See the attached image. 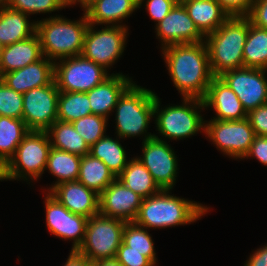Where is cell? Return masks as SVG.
<instances>
[{
    "mask_svg": "<svg viewBox=\"0 0 267 266\" xmlns=\"http://www.w3.org/2000/svg\"><path fill=\"white\" fill-rule=\"evenodd\" d=\"M29 15L9 8H0V43L2 47L31 37L36 32V22H30Z\"/></svg>",
    "mask_w": 267,
    "mask_h": 266,
    "instance_id": "d4e9b609",
    "label": "cell"
},
{
    "mask_svg": "<svg viewBox=\"0 0 267 266\" xmlns=\"http://www.w3.org/2000/svg\"><path fill=\"white\" fill-rule=\"evenodd\" d=\"M122 242L126 245V251L143 252L154 265L157 258L154 250V242L145 227L137 225L135 222H126Z\"/></svg>",
    "mask_w": 267,
    "mask_h": 266,
    "instance_id": "836d02e7",
    "label": "cell"
},
{
    "mask_svg": "<svg viewBox=\"0 0 267 266\" xmlns=\"http://www.w3.org/2000/svg\"><path fill=\"white\" fill-rule=\"evenodd\" d=\"M48 192L74 214L87 218L99 214V195L78 180L55 185Z\"/></svg>",
    "mask_w": 267,
    "mask_h": 266,
    "instance_id": "ac0fdd59",
    "label": "cell"
},
{
    "mask_svg": "<svg viewBox=\"0 0 267 266\" xmlns=\"http://www.w3.org/2000/svg\"><path fill=\"white\" fill-rule=\"evenodd\" d=\"M59 62H54V81L59 91L87 92L110 76L107 69L81 55Z\"/></svg>",
    "mask_w": 267,
    "mask_h": 266,
    "instance_id": "9c48e42d",
    "label": "cell"
},
{
    "mask_svg": "<svg viewBox=\"0 0 267 266\" xmlns=\"http://www.w3.org/2000/svg\"><path fill=\"white\" fill-rule=\"evenodd\" d=\"M116 177L98 158L89 153L81 156L78 181L100 195Z\"/></svg>",
    "mask_w": 267,
    "mask_h": 266,
    "instance_id": "4316f807",
    "label": "cell"
},
{
    "mask_svg": "<svg viewBox=\"0 0 267 266\" xmlns=\"http://www.w3.org/2000/svg\"><path fill=\"white\" fill-rule=\"evenodd\" d=\"M8 87L19 93L49 85L54 80V62L45 56L21 69L1 75Z\"/></svg>",
    "mask_w": 267,
    "mask_h": 266,
    "instance_id": "ffe728a7",
    "label": "cell"
},
{
    "mask_svg": "<svg viewBox=\"0 0 267 266\" xmlns=\"http://www.w3.org/2000/svg\"><path fill=\"white\" fill-rule=\"evenodd\" d=\"M43 57L40 39L36 32L29 38L2 47L0 53V76L21 69Z\"/></svg>",
    "mask_w": 267,
    "mask_h": 266,
    "instance_id": "7402d4cb",
    "label": "cell"
},
{
    "mask_svg": "<svg viewBox=\"0 0 267 266\" xmlns=\"http://www.w3.org/2000/svg\"><path fill=\"white\" fill-rule=\"evenodd\" d=\"M80 160V155L51 147L46 169H48L54 177H57L58 180L48 189L51 190L55 185L64 182L77 181Z\"/></svg>",
    "mask_w": 267,
    "mask_h": 266,
    "instance_id": "f1b7e54d",
    "label": "cell"
},
{
    "mask_svg": "<svg viewBox=\"0 0 267 266\" xmlns=\"http://www.w3.org/2000/svg\"><path fill=\"white\" fill-rule=\"evenodd\" d=\"M29 133L23 119L0 116V160L6 165Z\"/></svg>",
    "mask_w": 267,
    "mask_h": 266,
    "instance_id": "4dcf8cb0",
    "label": "cell"
},
{
    "mask_svg": "<svg viewBox=\"0 0 267 266\" xmlns=\"http://www.w3.org/2000/svg\"><path fill=\"white\" fill-rule=\"evenodd\" d=\"M92 266H122L116 258L102 259L92 262Z\"/></svg>",
    "mask_w": 267,
    "mask_h": 266,
    "instance_id": "bcb514c9",
    "label": "cell"
},
{
    "mask_svg": "<svg viewBox=\"0 0 267 266\" xmlns=\"http://www.w3.org/2000/svg\"><path fill=\"white\" fill-rule=\"evenodd\" d=\"M104 136L90 147L89 154L100 159L117 178L127 166V154L119 140Z\"/></svg>",
    "mask_w": 267,
    "mask_h": 266,
    "instance_id": "f546056e",
    "label": "cell"
},
{
    "mask_svg": "<svg viewBox=\"0 0 267 266\" xmlns=\"http://www.w3.org/2000/svg\"><path fill=\"white\" fill-rule=\"evenodd\" d=\"M4 181L6 179V165L0 160V181Z\"/></svg>",
    "mask_w": 267,
    "mask_h": 266,
    "instance_id": "c3c4849f",
    "label": "cell"
},
{
    "mask_svg": "<svg viewBox=\"0 0 267 266\" xmlns=\"http://www.w3.org/2000/svg\"><path fill=\"white\" fill-rule=\"evenodd\" d=\"M9 8L21 11L26 15L38 13H51L65 8V0H8Z\"/></svg>",
    "mask_w": 267,
    "mask_h": 266,
    "instance_id": "d590c367",
    "label": "cell"
},
{
    "mask_svg": "<svg viewBox=\"0 0 267 266\" xmlns=\"http://www.w3.org/2000/svg\"><path fill=\"white\" fill-rule=\"evenodd\" d=\"M51 143L47 132L29 131L6 164V179H37L46 170ZM27 177V178H26Z\"/></svg>",
    "mask_w": 267,
    "mask_h": 266,
    "instance_id": "ba28073f",
    "label": "cell"
},
{
    "mask_svg": "<svg viewBox=\"0 0 267 266\" xmlns=\"http://www.w3.org/2000/svg\"><path fill=\"white\" fill-rule=\"evenodd\" d=\"M45 204L48 231L58 238L73 240L71 251H77L84 240L88 218L70 212L49 192Z\"/></svg>",
    "mask_w": 267,
    "mask_h": 266,
    "instance_id": "9a60e30c",
    "label": "cell"
},
{
    "mask_svg": "<svg viewBox=\"0 0 267 266\" xmlns=\"http://www.w3.org/2000/svg\"><path fill=\"white\" fill-rule=\"evenodd\" d=\"M243 60L244 67L267 70V29L253 25L250 19Z\"/></svg>",
    "mask_w": 267,
    "mask_h": 266,
    "instance_id": "1f68e13d",
    "label": "cell"
},
{
    "mask_svg": "<svg viewBox=\"0 0 267 266\" xmlns=\"http://www.w3.org/2000/svg\"><path fill=\"white\" fill-rule=\"evenodd\" d=\"M247 119L256 136L267 137V103L249 111Z\"/></svg>",
    "mask_w": 267,
    "mask_h": 266,
    "instance_id": "ab89813d",
    "label": "cell"
},
{
    "mask_svg": "<svg viewBox=\"0 0 267 266\" xmlns=\"http://www.w3.org/2000/svg\"><path fill=\"white\" fill-rule=\"evenodd\" d=\"M249 30L247 16L229 17L216 31L205 36L214 76L244 67L243 48Z\"/></svg>",
    "mask_w": 267,
    "mask_h": 266,
    "instance_id": "3957f363",
    "label": "cell"
},
{
    "mask_svg": "<svg viewBox=\"0 0 267 266\" xmlns=\"http://www.w3.org/2000/svg\"><path fill=\"white\" fill-rule=\"evenodd\" d=\"M169 76L183 98L203 99L215 77L205 41L162 48Z\"/></svg>",
    "mask_w": 267,
    "mask_h": 266,
    "instance_id": "6da1fadb",
    "label": "cell"
},
{
    "mask_svg": "<svg viewBox=\"0 0 267 266\" xmlns=\"http://www.w3.org/2000/svg\"><path fill=\"white\" fill-rule=\"evenodd\" d=\"M132 83L131 78L122 73H112L101 84L87 91L91 113L108 119L109 114L115 110L119 97Z\"/></svg>",
    "mask_w": 267,
    "mask_h": 266,
    "instance_id": "44dd1931",
    "label": "cell"
},
{
    "mask_svg": "<svg viewBox=\"0 0 267 266\" xmlns=\"http://www.w3.org/2000/svg\"><path fill=\"white\" fill-rule=\"evenodd\" d=\"M256 157V159L267 166V137L263 136H255L253 139V143L250 146L248 153L244 158L248 157Z\"/></svg>",
    "mask_w": 267,
    "mask_h": 266,
    "instance_id": "7bdbcfd3",
    "label": "cell"
},
{
    "mask_svg": "<svg viewBox=\"0 0 267 266\" xmlns=\"http://www.w3.org/2000/svg\"><path fill=\"white\" fill-rule=\"evenodd\" d=\"M96 0H65L66 7L73 4L79 3L81 7L85 10L89 5H91Z\"/></svg>",
    "mask_w": 267,
    "mask_h": 266,
    "instance_id": "7dc6e473",
    "label": "cell"
},
{
    "mask_svg": "<svg viewBox=\"0 0 267 266\" xmlns=\"http://www.w3.org/2000/svg\"><path fill=\"white\" fill-rule=\"evenodd\" d=\"M117 179L143 199L161 191L151 173L137 157L128 161L127 166Z\"/></svg>",
    "mask_w": 267,
    "mask_h": 266,
    "instance_id": "484cf974",
    "label": "cell"
},
{
    "mask_svg": "<svg viewBox=\"0 0 267 266\" xmlns=\"http://www.w3.org/2000/svg\"><path fill=\"white\" fill-rule=\"evenodd\" d=\"M143 144V156L139 161L151 173L155 183L161 190H171L175 185L178 162L173 149L157 135Z\"/></svg>",
    "mask_w": 267,
    "mask_h": 266,
    "instance_id": "5bb4252c",
    "label": "cell"
},
{
    "mask_svg": "<svg viewBox=\"0 0 267 266\" xmlns=\"http://www.w3.org/2000/svg\"><path fill=\"white\" fill-rule=\"evenodd\" d=\"M205 134L229 157L244 159L256 136L247 118L205 121Z\"/></svg>",
    "mask_w": 267,
    "mask_h": 266,
    "instance_id": "8fae6325",
    "label": "cell"
},
{
    "mask_svg": "<svg viewBox=\"0 0 267 266\" xmlns=\"http://www.w3.org/2000/svg\"><path fill=\"white\" fill-rule=\"evenodd\" d=\"M202 100L206 109L207 107H213L216 112L214 120H241L247 118V112L237 95L218 76L212 79Z\"/></svg>",
    "mask_w": 267,
    "mask_h": 266,
    "instance_id": "d6986e66",
    "label": "cell"
},
{
    "mask_svg": "<svg viewBox=\"0 0 267 266\" xmlns=\"http://www.w3.org/2000/svg\"><path fill=\"white\" fill-rule=\"evenodd\" d=\"M81 18L77 21H70L56 15L43 21H36V34L40 39L43 56L53 62L80 56L89 26L85 13Z\"/></svg>",
    "mask_w": 267,
    "mask_h": 266,
    "instance_id": "277c9868",
    "label": "cell"
},
{
    "mask_svg": "<svg viewBox=\"0 0 267 266\" xmlns=\"http://www.w3.org/2000/svg\"><path fill=\"white\" fill-rule=\"evenodd\" d=\"M63 266H92V262L76 251H71Z\"/></svg>",
    "mask_w": 267,
    "mask_h": 266,
    "instance_id": "f6af8a7d",
    "label": "cell"
},
{
    "mask_svg": "<svg viewBox=\"0 0 267 266\" xmlns=\"http://www.w3.org/2000/svg\"><path fill=\"white\" fill-rule=\"evenodd\" d=\"M221 8L232 16H247L254 0H217Z\"/></svg>",
    "mask_w": 267,
    "mask_h": 266,
    "instance_id": "60d3db41",
    "label": "cell"
},
{
    "mask_svg": "<svg viewBox=\"0 0 267 266\" xmlns=\"http://www.w3.org/2000/svg\"><path fill=\"white\" fill-rule=\"evenodd\" d=\"M108 119L95 114H90L72 122L75 130L86 141L89 147L106 134Z\"/></svg>",
    "mask_w": 267,
    "mask_h": 266,
    "instance_id": "e575fe53",
    "label": "cell"
},
{
    "mask_svg": "<svg viewBox=\"0 0 267 266\" xmlns=\"http://www.w3.org/2000/svg\"><path fill=\"white\" fill-rule=\"evenodd\" d=\"M125 224L121 219L100 213L88 218L84 240L76 252L91 262L115 258Z\"/></svg>",
    "mask_w": 267,
    "mask_h": 266,
    "instance_id": "52a82bcc",
    "label": "cell"
},
{
    "mask_svg": "<svg viewBox=\"0 0 267 266\" xmlns=\"http://www.w3.org/2000/svg\"><path fill=\"white\" fill-rule=\"evenodd\" d=\"M182 105L160 108V100L155 97L154 118L160 135L169 139H183L205 130V121L197 111L205 109L202 99L183 98Z\"/></svg>",
    "mask_w": 267,
    "mask_h": 266,
    "instance_id": "8992f818",
    "label": "cell"
},
{
    "mask_svg": "<svg viewBox=\"0 0 267 266\" xmlns=\"http://www.w3.org/2000/svg\"><path fill=\"white\" fill-rule=\"evenodd\" d=\"M90 114V101L86 92H59L57 120L72 123Z\"/></svg>",
    "mask_w": 267,
    "mask_h": 266,
    "instance_id": "d6a6232c",
    "label": "cell"
},
{
    "mask_svg": "<svg viewBox=\"0 0 267 266\" xmlns=\"http://www.w3.org/2000/svg\"><path fill=\"white\" fill-rule=\"evenodd\" d=\"M266 71L242 67L225 71L218 77L234 91L248 113L267 103Z\"/></svg>",
    "mask_w": 267,
    "mask_h": 266,
    "instance_id": "4fadbf2b",
    "label": "cell"
},
{
    "mask_svg": "<svg viewBox=\"0 0 267 266\" xmlns=\"http://www.w3.org/2000/svg\"><path fill=\"white\" fill-rule=\"evenodd\" d=\"M155 29L156 35L162 42V48L205 41V36L195 26L181 3H177L162 21L156 24Z\"/></svg>",
    "mask_w": 267,
    "mask_h": 266,
    "instance_id": "2e32d148",
    "label": "cell"
},
{
    "mask_svg": "<svg viewBox=\"0 0 267 266\" xmlns=\"http://www.w3.org/2000/svg\"><path fill=\"white\" fill-rule=\"evenodd\" d=\"M8 0H0V8L5 7L7 5Z\"/></svg>",
    "mask_w": 267,
    "mask_h": 266,
    "instance_id": "681fc988",
    "label": "cell"
},
{
    "mask_svg": "<svg viewBox=\"0 0 267 266\" xmlns=\"http://www.w3.org/2000/svg\"><path fill=\"white\" fill-rule=\"evenodd\" d=\"M93 26L87 28L81 56L109 68L124 52L128 28L109 25L96 31Z\"/></svg>",
    "mask_w": 267,
    "mask_h": 266,
    "instance_id": "30bf717a",
    "label": "cell"
},
{
    "mask_svg": "<svg viewBox=\"0 0 267 266\" xmlns=\"http://www.w3.org/2000/svg\"><path fill=\"white\" fill-rule=\"evenodd\" d=\"M185 1H188V0H177L178 3H183Z\"/></svg>",
    "mask_w": 267,
    "mask_h": 266,
    "instance_id": "f907efd6",
    "label": "cell"
},
{
    "mask_svg": "<svg viewBox=\"0 0 267 266\" xmlns=\"http://www.w3.org/2000/svg\"><path fill=\"white\" fill-rule=\"evenodd\" d=\"M144 1L139 0V8H141ZM145 3V9H147L151 19L157 24L162 21L178 2L177 0H146Z\"/></svg>",
    "mask_w": 267,
    "mask_h": 266,
    "instance_id": "74e56055",
    "label": "cell"
},
{
    "mask_svg": "<svg viewBox=\"0 0 267 266\" xmlns=\"http://www.w3.org/2000/svg\"><path fill=\"white\" fill-rule=\"evenodd\" d=\"M138 8L139 0H96L84 13L89 24L125 26L120 25L122 19L129 17Z\"/></svg>",
    "mask_w": 267,
    "mask_h": 266,
    "instance_id": "603a6c76",
    "label": "cell"
},
{
    "mask_svg": "<svg viewBox=\"0 0 267 266\" xmlns=\"http://www.w3.org/2000/svg\"><path fill=\"white\" fill-rule=\"evenodd\" d=\"M142 199L141 196L134 193L116 178L99 195V213L125 222H134Z\"/></svg>",
    "mask_w": 267,
    "mask_h": 266,
    "instance_id": "e0dca14e",
    "label": "cell"
},
{
    "mask_svg": "<svg viewBox=\"0 0 267 266\" xmlns=\"http://www.w3.org/2000/svg\"><path fill=\"white\" fill-rule=\"evenodd\" d=\"M122 266H155L143 252L126 251V245L122 242L115 257Z\"/></svg>",
    "mask_w": 267,
    "mask_h": 266,
    "instance_id": "f35d334b",
    "label": "cell"
},
{
    "mask_svg": "<svg viewBox=\"0 0 267 266\" xmlns=\"http://www.w3.org/2000/svg\"><path fill=\"white\" fill-rule=\"evenodd\" d=\"M46 132L49 136L51 147L55 149L80 156L90 152V147L70 122L56 120Z\"/></svg>",
    "mask_w": 267,
    "mask_h": 266,
    "instance_id": "83f0119b",
    "label": "cell"
},
{
    "mask_svg": "<svg viewBox=\"0 0 267 266\" xmlns=\"http://www.w3.org/2000/svg\"><path fill=\"white\" fill-rule=\"evenodd\" d=\"M169 191L161 190L156 195L142 199L134 222L146 229L167 228L190 224L208 212L207 206L170 195Z\"/></svg>",
    "mask_w": 267,
    "mask_h": 266,
    "instance_id": "7a4b0ae2",
    "label": "cell"
},
{
    "mask_svg": "<svg viewBox=\"0 0 267 266\" xmlns=\"http://www.w3.org/2000/svg\"><path fill=\"white\" fill-rule=\"evenodd\" d=\"M247 17L253 25L267 29V0H254Z\"/></svg>",
    "mask_w": 267,
    "mask_h": 266,
    "instance_id": "b9f144b4",
    "label": "cell"
},
{
    "mask_svg": "<svg viewBox=\"0 0 267 266\" xmlns=\"http://www.w3.org/2000/svg\"><path fill=\"white\" fill-rule=\"evenodd\" d=\"M181 4L204 36L216 31L229 18L217 0H188Z\"/></svg>",
    "mask_w": 267,
    "mask_h": 266,
    "instance_id": "cb8c5ba5",
    "label": "cell"
},
{
    "mask_svg": "<svg viewBox=\"0 0 267 266\" xmlns=\"http://www.w3.org/2000/svg\"><path fill=\"white\" fill-rule=\"evenodd\" d=\"M156 93L132 83L119 97L116 108V133L118 139L145 135L143 142L155 134H147L150 120L154 117Z\"/></svg>",
    "mask_w": 267,
    "mask_h": 266,
    "instance_id": "5b68a950",
    "label": "cell"
},
{
    "mask_svg": "<svg viewBox=\"0 0 267 266\" xmlns=\"http://www.w3.org/2000/svg\"><path fill=\"white\" fill-rule=\"evenodd\" d=\"M245 266H267V244L257 249L246 261Z\"/></svg>",
    "mask_w": 267,
    "mask_h": 266,
    "instance_id": "ee69618b",
    "label": "cell"
},
{
    "mask_svg": "<svg viewBox=\"0 0 267 266\" xmlns=\"http://www.w3.org/2000/svg\"><path fill=\"white\" fill-rule=\"evenodd\" d=\"M23 94L14 91L0 79V116L22 119Z\"/></svg>",
    "mask_w": 267,
    "mask_h": 266,
    "instance_id": "8d00e7d4",
    "label": "cell"
},
{
    "mask_svg": "<svg viewBox=\"0 0 267 266\" xmlns=\"http://www.w3.org/2000/svg\"><path fill=\"white\" fill-rule=\"evenodd\" d=\"M59 92L53 80L23 93L22 119L29 131L46 132L57 120Z\"/></svg>",
    "mask_w": 267,
    "mask_h": 266,
    "instance_id": "7c38bea8",
    "label": "cell"
}]
</instances>
